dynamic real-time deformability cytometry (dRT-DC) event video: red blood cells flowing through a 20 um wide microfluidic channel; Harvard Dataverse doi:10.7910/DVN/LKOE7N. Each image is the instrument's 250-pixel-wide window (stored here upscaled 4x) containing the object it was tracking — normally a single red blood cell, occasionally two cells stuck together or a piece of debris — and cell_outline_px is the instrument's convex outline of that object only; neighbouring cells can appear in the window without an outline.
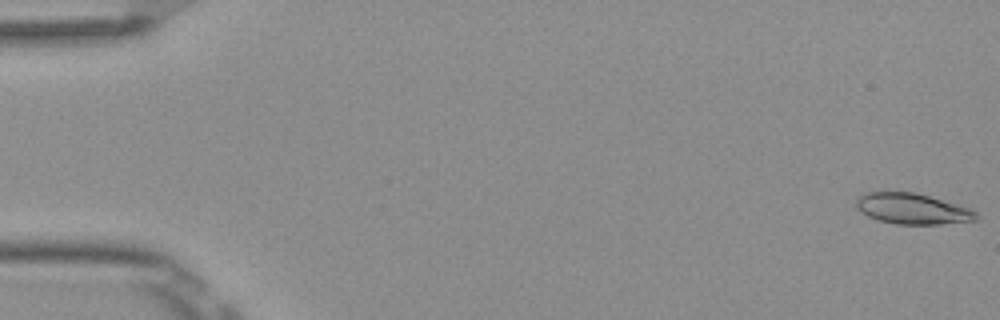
{"species": "Egyptian fruit bat (a non-hibernating species)", "species_latin": "Rousettus aegyptiacus", "temperature_condition": "room temperature", "stored_images_in_passage": 53, "camera_frame_rate_fps": 3000, "um_per_image_px": 0.085, "frame": {"image": 1, "passage_image": 1, "time_ms": 0.0, "image_size_px": [1000, 320], "cell_outline_px": [[980, 216], [976, 220], [940, 224], [896, 224], [876, 220], [860, 212], [856, 208], [856, 196], [864, 192], [916, 192], [972, 208]], "centroid_in_image_um": [77.53, 17.74], "position_along_channel_um": 7.5, "area_um2": 21.85}}
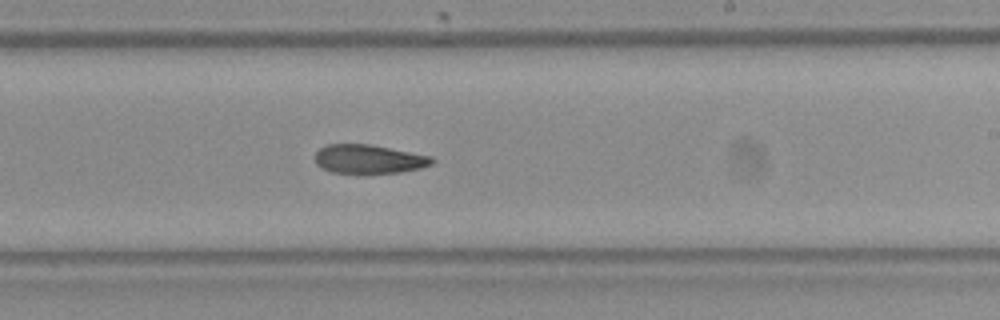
{"frame": {"image": 2, "passage_image": 32, "time_ms": 10.333, "image_size_px": [1000, 320], "cell_outline_px": [[436, 160], [432, 164], [420, 168], [400, 172], [364, 176], [332, 172], [320, 168], [316, 164], [316, 152], [320, 148], [328, 144], [372, 144], [432, 156]], "centroid_in_image_um": [31.35, 13.56], "position_along_channel_um": 257.6, "area_um2": 20.52}}
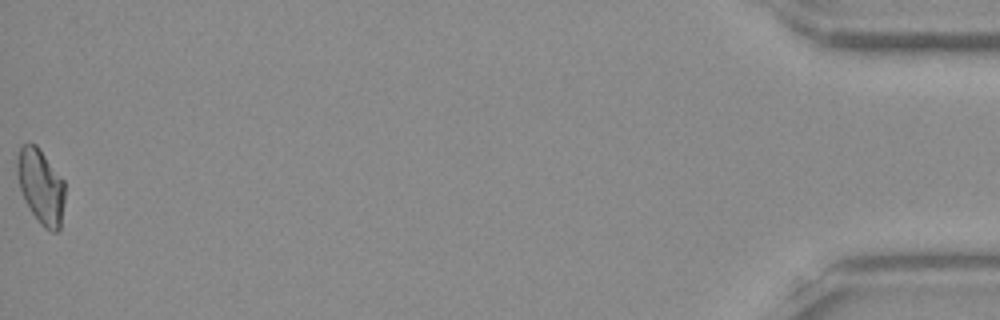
{"frame": {"image": 3, "passage_image": 53, "time_ms": 17.333, "image_size_px": [1000, 320], "cell_outline_px": [[64, 200], [60, 228], [56, 232], [52, 232], [44, 228], [40, 224], [24, 200], [20, 188], [16, 172], [16, 160], [20, 148], [24, 144], [36, 144], [64, 180]], "centroid_in_image_um": [3.46, 15.85], "position_along_channel_um": 431.7, "area_um2": 20.75}}